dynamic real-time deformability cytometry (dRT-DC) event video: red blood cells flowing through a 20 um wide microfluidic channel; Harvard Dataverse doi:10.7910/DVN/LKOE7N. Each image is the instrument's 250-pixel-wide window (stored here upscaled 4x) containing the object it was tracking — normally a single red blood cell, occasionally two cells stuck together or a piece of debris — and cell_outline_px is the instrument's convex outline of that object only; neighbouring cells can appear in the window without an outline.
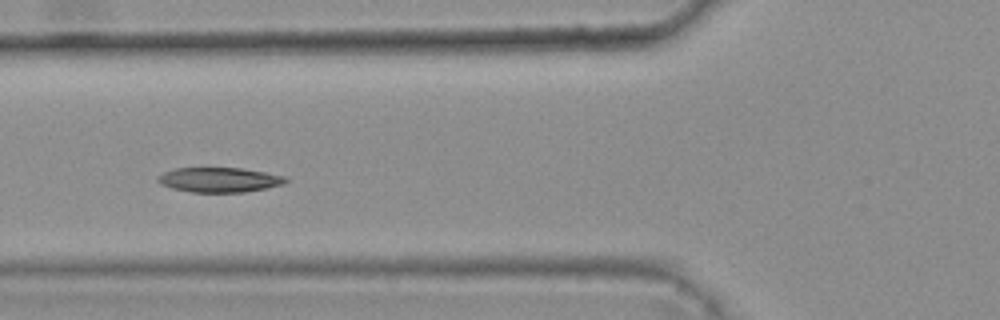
{"species": "common noctule bat (a hibernating species)", "species_latin": "Nyctalus noctula", "temperature_condition": "warm", "stored_images_in_passage": 7, "camera_frame_rate_fps": 3000, "um_per_image_px": 0.085, "animal": {"sex": "female", "body_mass_g": 25.1}, "frame": {"image": 1, "passage_image": 5, "time_ms": 1.333, "image_size_px": [1000, 320], "cell_outline_px": [[288, 180], [284, 184], [268, 188], [244, 192], [192, 192], [172, 188], [160, 184], [156, 180], [156, 176], [164, 172], [176, 168], [240, 168], [264, 172], [284, 176]], "centroid_in_image_um": [18.62, 15.29], "position_along_channel_um": 107.2, "area_um2": 18.44}}
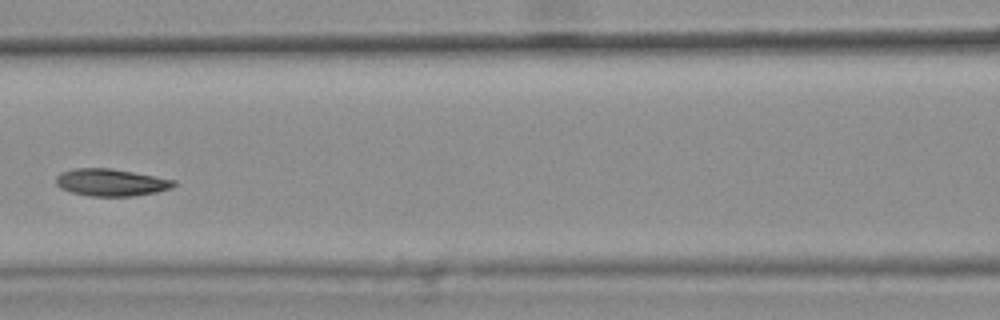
{"frame": {"image": 2, "passage_image": 6, "time_ms": 1.667, "image_size_px": [1000, 320], "cell_outline_px": [[176, 184], [172, 188], [156, 192], [132, 196], [88, 196], [72, 192], [60, 188], [56, 184], [56, 176], [60, 172], [72, 168], [112, 168], [176, 180]], "centroid_in_image_um": [9.42, 15.5], "position_along_channel_um": 157.2, "area_um2": 18.79}}